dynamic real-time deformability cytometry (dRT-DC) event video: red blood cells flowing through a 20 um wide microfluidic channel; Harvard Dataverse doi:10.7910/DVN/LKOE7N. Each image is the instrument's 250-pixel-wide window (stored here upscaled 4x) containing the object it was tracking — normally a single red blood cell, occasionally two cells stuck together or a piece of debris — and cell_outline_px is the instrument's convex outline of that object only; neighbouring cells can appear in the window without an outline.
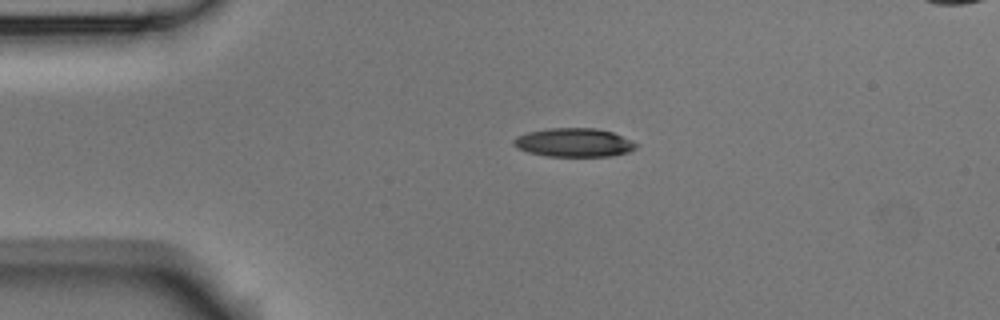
{"species": "Egyptian fruit bat (a non-hibernating species)", "species_latin": "Rousettus aegyptiacus", "temperature_condition": "room temperature", "stored_images_in_passage": 3, "camera_frame_rate_fps": 3000, "um_per_image_px": 0.085, "animal": {"sex": "male"}, "frame": {"image": 1, "passage_image": 2, "time_ms": 0.333, "image_size_px": [1000, 320], "cell_outline_px": [[640, 144], [636, 148], [628, 152], [612, 156], [548, 156], [528, 152], [516, 148], [512, 144], [512, 140], [516, 136], [528, 132], [548, 128], [596, 128], [612, 132], [632, 140]], "centroid_in_image_um": [48.78, 12.11], "position_along_channel_um": 36.2, "area_um2": 20.63}}